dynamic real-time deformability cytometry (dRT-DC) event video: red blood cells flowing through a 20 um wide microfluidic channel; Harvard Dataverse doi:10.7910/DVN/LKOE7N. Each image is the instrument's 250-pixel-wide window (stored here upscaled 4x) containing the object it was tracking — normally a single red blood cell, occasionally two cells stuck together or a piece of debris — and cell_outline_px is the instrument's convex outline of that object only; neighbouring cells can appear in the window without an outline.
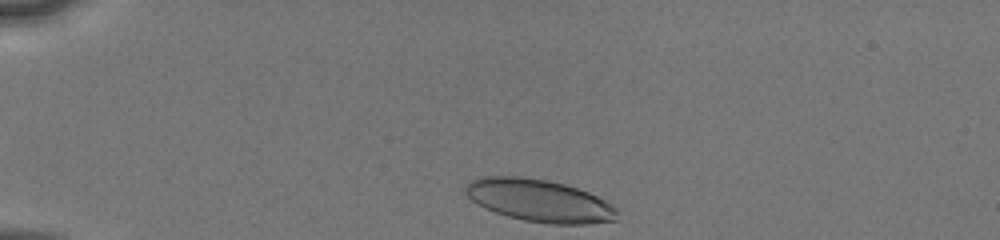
{"species": "human", "species_latin": "Homo sapiens", "temperature_condition": "cold", "stored_images_in_passage": 13, "camera_frame_rate_fps": 3000, "um_per_image_px": 0.085, "donor": {"sex": "male"}, "frame": {"image": 1, "passage_image": 1, "time_ms": 0.0, "image_size_px": [1000, 240], "cell_outline_px": [[616, 220], [588, 224], [548, 224], [524, 220], [508, 216], [484, 208], [472, 200], [464, 192], [464, 188], [468, 180], [480, 176], [520, 176], [548, 180], [564, 184], [588, 192], [612, 204], [616, 208]], "centroid_in_image_um": [45.8, 17.04], "position_along_channel_um": 39.2, "area_um2": 37.57}}
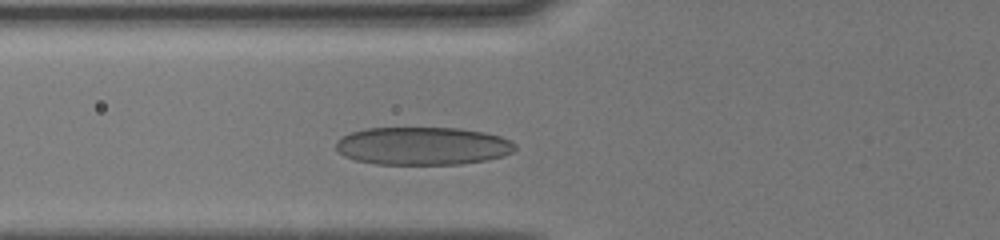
{"frame": {"image": 2, "passage_image": 11, "time_ms": 2.667, "image_size_px": [1000, 240], "cell_outline_px": [[516, 148], [512, 152], [504, 156], [488, 160], [460, 164], [376, 164], [356, 160], [344, 156], [336, 148], [336, 140], [340, 136], [364, 128], [460, 128], [484, 132], [500, 136], [516, 144]], "centroid_in_image_um": [35.92, 12.4], "position_along_channel_um": 89.9, "area_um2": 39.82}}